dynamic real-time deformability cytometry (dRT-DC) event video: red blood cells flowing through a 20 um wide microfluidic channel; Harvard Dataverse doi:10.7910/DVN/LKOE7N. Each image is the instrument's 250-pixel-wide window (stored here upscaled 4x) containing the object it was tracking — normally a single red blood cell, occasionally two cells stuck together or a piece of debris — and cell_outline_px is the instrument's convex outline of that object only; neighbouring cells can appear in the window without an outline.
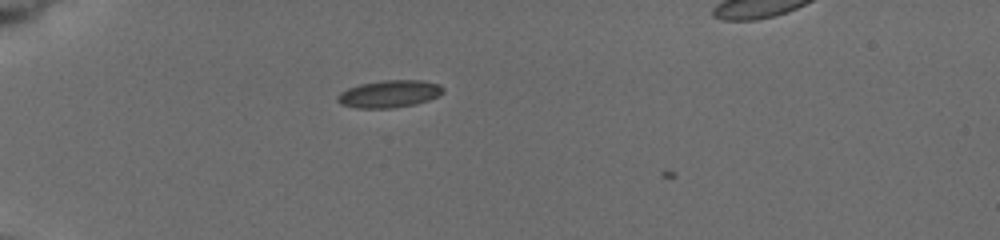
{"species": "common noctule bat (a hibernating species)", "species_latin": "Nyctalus noctula", "temperature_condition": "cold", "stored_images_in_passage": 13, "camera_frame_rate_fps": 3000, "um_per_image_px": 0.085, "animal": {"sex": "female", "body_mass_g": 19.5, "forearm_length_mm": 54.1}, "frame": {"image": 1, "passage_image": 8, "time_ms": 3.667, "image_size_px": [1000, 240], "cell_outline_px": [[444, 92], [428, 100], [416, 104], [392, 108], [356, 108], [340, 104], [336, 100], [336, 96], [340, 92], [348, 88], [360, 84], [388, 80], [420, 80], [440, 84], [444, 88]], "centroid_in_image_um": [33.07, 7.98], "position_along_channel_um": 51.9, "area_um2": 16.82}}
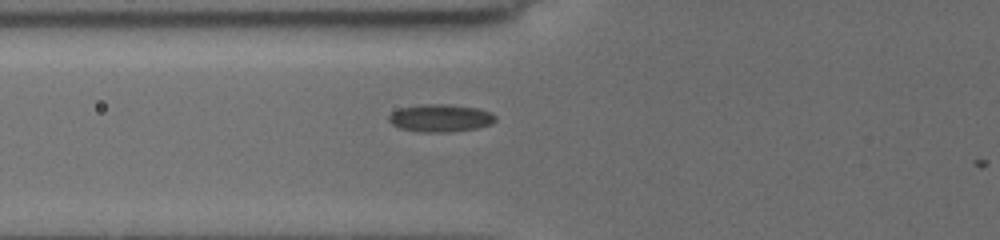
{"frame": {"image": 2, "passage_image": 12, "time_ms": 5.333, "image_size_px": [1000, 240], "cell_outline_px": [[496, 120], [492, 124], [476, 128], [444, 132], [420, 132], [400, 128], [392, 124], [388, 120], [388, 116], [392, 112], [400, 108], [420, 104], [448, 104], [476, 108], [492, 112], [496, 116]], "centroid_in_image_um": [37.43, 10.03], "position_along_channel_um": 88.4, "area_um2": 17.17}}